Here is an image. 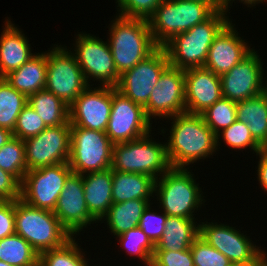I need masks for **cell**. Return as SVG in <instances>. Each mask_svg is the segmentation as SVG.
Wrapping results in <instances>:
<instances>
[{
    "instance_id": "1",
    "label": "cell",
    "mask_w": 267,
    "mask_h": 266,
    "mask_svg": "<svg viewBox=\"0 0 267 266\" xmlns=\"http://www.w3.org/2000/svg\"><path fill=\"white\" fill-rule=\"evenodd\" d=\"M170 119L173 120L166 149L172 168H189L191 163L214 155L217 135L206 125L201 114L185 112Z\"/></svg>"
},
{
    "instance_id": "2",
    "label": "cell",
    "mask_w": 267,
    "mask_h": 266,
    "mask_svg": "<svg viewBox=\"0 0 267 266\" xmlns=\"http://www.w3.org/2000/svg\"><path fill=\"white\" fill-rule=\"evenodd\" d=\"M111 23L108 43L119 75L159 47L152 37L148 20L117 15Z\"/></svg>"
},
{
    "instance_id": "3",
    "label": "cell",
    "mask_w": 267,
    "mask_h": 266,
    "mask_svg": "<svg viewBox=\"0 0 267 266\" xmlns=\"http://www.w3.org/2000/svg\"><path fill=\"white\" fill-rule=\"evenodd\" d=\"M221 10L208 20L190 30L175 35L163 47L170 66L186 70L205 65L209 48L219 32L230 22L229 16Z\"/></svg>"
},
{
    "instance_id": "4",
    "label": "cell",
    "mask_w": 267,
    "mask_h": 266,
    "mask_svg": "<svg viewBox=\"0 0 267 266\" xmlns=\"http://www.w3.org/2000/svg\"><path fill=\"white\" fill-rule=\"evenodd\" d=\"M216 10L198 0H163L148 19L155 43L163 47L175 35L208 20Z\"/></svg>"
},
{
    "instance_id": "5",
    "label": "cell",
    "mask_w": 267,
    "mask_h": 266,
    "mask_svg": "<svg viewBox=\"0 0 267 266\" xmlns=\"http://www.w3.org/2000/svg\"><path fill=\"white\" fill-rule=\"evenodd\" d=\"M15 233L39 255L63 246L72 238L53 211L33 207L21 199L15 201Z\"/></svg>"
},
{
    "instance_id": "6",
    "label": "cell",
    "mask_w": 267,
    "mask_h": 266,
    "mask_svg": "<svg viewBox=\"0 0 267 266\" xmlns=\"http://www.w3.org/2000/svg\"><path fill=\"white\" fill-rule=\"evenodd\" d=\"M188 169L171 167L155 180V196L167 216L195 219V209L198 211L205 202L194 174Z\"/></svg>"
},
{
    "instance_id": "7",
    "label": "cell",
    "mask_w": 267,
    "mask_h": 266,
    "mask_svg": "<svg viewBox=\"0 0 267 266\" xmlns=\"http://www.w3.org/2000/svg\"><path fill=\"white\" fill-rule=\"evenodd\" d=\"M150 135L114 144L111 169L149 175L155 180L166 173L171 168L166 143L153 141Z\"/></svg>"
},
{
    "instance_id": "8",
    "label": "cell",
    "mask_w": 267,
    "mask_h": 266,
    "mask_svg": "<svg viewBox=\"0 0 267 266\" xmlns=\"http://www.w3.org/2000/svg\"><path fill=\"white\" fill-rule=\"evenodd\" d=\"M113 146L106 132L71 125L68 164L81 175L110 169Z\"/></svg>"
},
{
    "instance_id": "9",
    "label": "cell",
    "mask_w": 267,
    "mask_h": 266,
    "mask_svg": "<svg viewBox=\"0 0 267 266\" xmlns=\"http://www.w3.org/2000/svg\"><path fill=\"white\" fill-rule=\"evenodd\" d=\"M48 51L45 89L70 106L90 84L71 49L54 44Z\"/></svg>"
},
{
    "instance_id": "10",
    "label": "cell",
    "mask_w": 267,
    "mask_h": 266,
    "mask_svg": "<svg viewBox=\"0 0 267 266\" xmlns=\"http://www.w3.org/2000/svg\"><path fill=\"white\" fill-rule=\"evenodd\" d=\"M199 227V236L225 255L232 264L259 266L267 258L266 252L253 244L239 229L217 222H202Z\"/></svg>"
},
{
    "instance_id": "11",
    "label": "cell",
    "mask_w": 267,
    "mask_h": 266,
    "mask_svg": "<svg viewBox=\"0 0 267 266\" xmlns=\"http://www.w3.org/2000/svg\"><path fill=\"white\" fill-rule=\"evenodd\" d=\"M73 173L68 163H59L26 172L21 182V200L53 211L67 178Z\"/></svg>"
},
{
    "instance_id": "12",
    "label": "cell",
    "mask_w": 267,
    "mask_h": 266,
    "mask_svg": "<svg viewBox=\"0 0 267 266\" xmlns=\"http://www.w3.org/2000/svg\"><path fill=\"white\" fill-rule=\"evenodd\" d=\"M73 51L82 73L89 84L90 80L99 81L100 86L116 87L120 75L113 60L110 45L91 34H77Z\"/></svg>"
},
{
    "instance_id": "13",
    "label": "cell",
    "mask_w": 267,
    "mask_h": 266,
    "mask_svg": "<svg viewBox=\"0 0 267 266\" xmlns=\"http://www.w3.org/2000/svg\"><path fill=\"white\" fill-rule=\"evenodd\" d=\"M145 108L112 87V108L106 134L113 144L134 141L151 133Z\"/></svg>"
},
{
    "instance_id": "14",
    "label": "cell",
    "mask_w": 267,
    "mask_h": 266,
    "mask_svg": "<svg viewBox=\"0 0 267 266\" xmlns=\"http://www.w3.org/2000/svg\"><path fill=\"white\" fill-rule=\"evenodd\" d=\"M27 171L68 163L71 123L47 127L38 135L24 140Z\"/></svg>"
},
{
    "instance_id": "15",
    "label": "cell",
    "mask_w": 267,
    "mask_h": 266,
    "mask_svg": "<svg viewBox=\"0 0 267 266\" xmlns=\"http://www.w3.org/2000/svg\"><path fill=\"white\" fill-rule=\"evenodd\" d=\"M164 47H158L135 67L120 75L116 89L136 104L145 107L159 77L169 66Z\"/></svg>"
},
{
    "instance_id": "16",
    "label": "cell",
    "mask_w": 267,
    "mask_h": 266,
    "mask_svg": "<svg viewBox=\"0 0 267 266\" xmlns=\"http://www.w3.org/2000/svg\"><path fill=\"white\" fill-rule=\"evenodd\" d=\"M256 52L253 49L231 70L220 76L224 98L239 102L255 97L266 90V82L263 81L266 79L263 73V62Z\"/></svg>"
},
{
    "instance_id": "17",
    "label": "cell",
    "mask_w": 267,
    "mask_h": 266,
    "mask_svg": "<svg viewBox=\"0 0 267 266\" xmlns=\"http://www.w3.org/2000/svg\"><path fill=\"white\" fill-rule=\"evenodd\" d=\"M144 108L150 120L156 116L169 119L185 113L184 70L169 65L159 77Z\"/></svg>"
},
{
    "instance_id": "18",
    "label": "cell",
    "mask_w": 267,
    "mask_h": 266,
    "mask_svg": "<svg viewBox=\"0 0 267 266\" xmlns=\"http://www.w3.org/2000/svg\"><path fill=\"white\" fill-rule=\"evenodd\" d=\"M112 108V87L89 85L69 106L71 125L105 132Z\"/></svg>"
},
{
    "instance_id": "19",
    "label": "cell",
    "mask_w": 267,
    "mask_h": 266,
    "mask_svg": "<svg viewBox=\"0 0 267 266\" xmlns=\"http://www.w3.org/2000/svg\"><path fill=\"white\" fill-rule=\"evenodd\" d=\"M84 195L83 177L72 173L60 193L55 209V216L63 227L74 237L87 225L97 221L91 216Z\"/></svg>"
},
{
    "instance_id": "20",
    "label": "cell",
    "mask_w": 267,
    "mask_h": 266,
    "mask_svg": "<svg viewBox=\"0 0 267 266\" xmlns=\"http://www.w3.org/2000/svg\"><path fill=\"white\" fill-rule=\"evenodd\" d=\"M184 76L186 113L201 114L223 97L220 76L208 68H188Z\"/></svg>"
},
{
    "instance_id": "21",
    "label": "cell",
    "mask_w": 267,
    "mask_h": 266,
    "mask_svg": "<svg viewBox=\"0 0 267 266\" xmlns=\"http://www.w3.org/2000/svg\"><path fill=\"white\" fill-rule=\"evenodd\" d=\"M230 21L215 37L209 51L205 68H208L216 75L231 70L236 64L244 59L253 49L238 36L236 28Z\"/></svg>"
},
{
    "instance_id": "22",
    "label": "cell",
    "mask_w": 267,
    "mask_h": 266,
    "mask_svg": "<svg viewBox=\"0 0 267 266\" xmlns=\"http://www.w3.org/2000/svg\"><path fill=\"white\" fill-rule=\"evenodd\" d=\"M5 28L0 36V78H4L11 71L19 69L29 61L35 53L27 37L11 20H5Z\"/></svg>"
},
{
    "instance_id": "23",
    "label": "cell",
    "mask_w": 267,
    "mask_h": 266,
    "mask_svg": "<svg viewBox=\"0 0 267 266\" xmlns=\"http://www.w3.org/2000/svg\"><path fill=\"white\" fill-rule=\"evenodd\" d=\"M82 177L88 210L97 222L102 221L113 204L112 169L87 173Z\"/></svg>"
},
{
    "instance_id": "24",
    "label": "cell",
    "mask_w": 267,
    "mask_h": 266,
    "mask_svg": "<svg viewBox=\"0 0 267 266\" xmlns=\"http://www.w3.org/2000/svg\"><path fill=\"white\" fill-rule=\"evenodd\" d=\"M47 75V52L36 53L19 69L11 71L4 78L8 83L27 98L45 89Z\"/></svg>"
},
{
    "instance_id": "25",
    "label": "cell",
    "mask_w": 267,
    "mask_h": 266,
    "mask_svg": "<svg viewBox=\"0 0 267 266\" xmlns=\"http://www.w3.org/2000/svg\"><path fill=\"white\" fill-rule=\"evenodd\" d=\"M196 223L194 219L168 216L162 238L155 245L154 251L189 249L200 235V223Z\"/></svg>"
},
{
    "instance_id": "26",
    "label": "cell",
    "mask_w": 267,
    "mask_h": 266,
    "mask_svg": "<svg viewBox=\"0 0 267 266\" xmlns=\"http://www.w3.org/2000/svg\"><path fill=\"white\" fill-rule=\"evenodd\" d=\"M155 193V179L149 175L112 170L113 203L149 199Z\"/></svg>"
},
{
    "instance_id": "27",
    "label": "cell",
    "mask_w": 267,
    "mask_h": 266,
    "mask_svg": "<svg viewBox=\"0 0 267 266\" xmlns=\"http://www.w3.org/2000/svg\"><path fill=\"white\" fill-rule=\"evenodd\" d=\"M237 120L248 125L254 140L261 146L267 138V91L237 102Z\"/></svg>"
},
{
    "instance_id": "28",
    "label": "cell",
    "mask_w": 267,
    "mask_h": 266,
    "mask_svg": "<svg viewBox=\"0 0 267 266\" xmlns=\"http://www.w3.org/2000/svg\"><path fill=\"white\" fill-rule=\"evenodd\" d=\"M150 201V199H133L113 203L102 220H106L110 232L118 236L139 225L143 211L149 206Z\"/></svg>"
},
{
    "instance_id": "29",
    "label": "cell",
    "mask_w": 267,
    "mask_h": 266,
    "mask_svg": "<svg viewBox=\"0 0 267 266\" xmlns=\"http://www.w3.org/2000/svg\"><path fill=\"white\" fill-rule=\"evenodd\" d=\"M28 105L41 117L47 127L69 122V106L47 89L30 95Z\"/></svg>"
},
{
    "instance_id": "30",
    "label": "cell",
    "mask_w": 267,
    "mask_h": 266,
    "mask_svg": "<svg viewBox=\"0 0 267 266\" xmlns=\"http://www.w3.org/2000/svg\"><path fill=\"white\" fill-rule=\"evenodd\" d=\"M0 260L12 266H39V254L16 233L0 239Z\"/></svg>"
},
{
    "instance_id": "31",
    "label": "cell",
    "mask_w": 267,
    "mask_h": 266,
    "mask_svg": "<svg viewBox=\"0 0 267 266\" xmlns=\"http://www.w3.org/2000/svg\"><path fill=\"white\" fill-rule=\"evenodd\" d=\"M28 104V98L0 78V127L14 131L17 118Z\"/></svg>"
},
{
    "instance_id": "32",
    "label": "cell",
    "mask_w": 267,
    "mask_h": 266,
    "mask_svg": "<svg viewBox=\"0 0 267 266\" xmlns=\"http://www.w3.org/2000/svg\"><path fill=\"white\" fill-rule=\"evenodd\" d=\"M82 252L75 237H72L63 246L41 253L39 266H90Z\"/></svg>"
},
{
    "instance_id": "33",
    "label": "cell",
    "mask_w": 267,
    "mask_h": 266,
    "mask_svg": "<svg viewBox=\"0 0 267 266\" xmlns=\"http://www.w3.org/2000/svg\"><path fill=\"white\" fill-rule=\"evenodd\" d=\"M0 168L22 182L27 172L24 140L13 137L0 148Z\"/></svg>"
},
{
    "instance_id": "34",
    "label": "cell",
    "mask_w": 267,
    "mask_h": 266,
    "mask_svg": "<svg viewBox=\"0 0 267 266\" xmlns=\"http://www.w3.org/2000/svg\"><path fill=\"white\" fill-rule=\"evenodd\" d=\"M121 242L122 248L130 254L137 256L146 266H151L152 257L155 250V244L149 237L137 226L116 236Z\"/></svg>"
},
{
    "instance_id": "35",
    "label": "cell",
    "mask_w": 267,
    "mask_h": 266,
    "mask_svg": "<svg viewBox=\"0 0 267 266\" xmlns=\"http://www.w3.org/2000/svg\"><path fill=\"white\" fill-rule=\"evenodd\" d=\"M201 115L206 125L217 135L237 120V102L222 97Z\"/></svg>"
},
{
    "instance_id": "36",
    "label": "cell",
    "mask_w": 267,
    "mask_h": 266,
    "mask_svg": "<svg viewBox=\"0 0 267 266\" xmlns=\"http://www.w3.org/2000/svg\"><path fill=\"white\" fill-rule=\"evenodd\" d=\"M221 133V134H220ZM224 139L223 141L232 147V149H246L251 148L256 154L260 151V145L254 140L250 133L248 125L236 120L229 127L223 129L219 134H217V149L220 146V137Z\"/></svg>"
},
{
    "instance_id": "37",
    "label": "cell",
    "mask_w": 267,
    "mask_h": 266,
    "mask_svg": "<svg viewBox=\"0 0 267 266\" xmlns=\"http://www.w3.org/2000/svg\"><path fill=\"white\" fill-rule=\"evenodd\" d=\"M194 266H231L230 260L200 236L190 247Z\"/></svg>"
},
{
    "instance_id": "38",
    "label": "cell",
    "mask_w": 267,
    "mask_h": 266,
    "mask_svg": "<svg viewBox=\"0 0 267 266\" xmlns=\"http://www.w3.org/2000/svg\"><path fill=\"white\" fill-rule=\"evenodd\" d=\"M46 128L41 117L27 104L17 118L13 137L26 140L38 135Z\"/></svg>"
},
{
    "instance_id": "39",
    "label": "cell",
    "mask_w": 267,
    "mask_h": 266,
    "mask_svg": "<svg viewBox=\"0 0 267 266\" xmlns=\"http://www.w3.org/2000/svg\"><path fill=\"white\" fill-rule=\"evenodd\" d=\"M163 0H116L118 15L148 20Z\"/></svg>"
},
{
    "instance_id": "40",
    "label": "cell",
    "mask_w": 267,
    "mask_h": 266,
    "mask_svg": "<svg viewBox=\"0 0 267 266\" xmlns=\"http://www.w3.org/2000/svg\"><path fill=\"white\" fill-rule=\"evenodd\" d=\"M150 205L151 204H149V206L143 211L138 226L156 245L162 238L168 216L164 212L161 215L153 212Z\"/></svg>"
},
{
    "instance_id": "41",
    "label": "cell",
    "mask_w": 267,
    "mask_h": 266,
    "mask_svg": "<svg viewBox=\"0 0 267 266\" xmlns=\"http://www.w3.org/2000/svg\"><path fill=\"white\" fill-rule=\"evenodd\" d=\"M151 266H194L191 250L154 251Z\"/></svg>"
},
{
    "instance_id": "42",
    "label": "cell",
    "mask_w": 267,
    "mask_h": 266,
    "mask_svg": "<svg viewBox=\"0 0 267 266\" xmlns=\"http://www.w3.org/2000/svg\"><path fill=\"white\" fill-rule=\"evenodd\" d=\"M21 198V182L0 168V201H16Z\"/></svg>"
},
{
    "instance_id": "43",
    "label": "cell",
    "mask_w": 267,
    "mask_h": 266,
    "mask_svg": "<svg viewBox=\"0 0 267 266\" xmlns=\"http://www.w3.org/2000/svg\"><path fill=\"white\" fill-rule=\"evenodd\" d=\"M15 234V201H0V239Z\"/></svg>"
},
{
    "instance_id": "44",
    "label": "cell",
    "mask_w": 267,
    "mask_h": 266,
    "mask_svg": "<svg viewBox=\"0 0 267 266\" xmlns=\"http://www.w3.org/2000/svg\"><path fill=\"white\" fill-rule=\"evenodd\" d=\"M259 155V162H258V181L262 187V189L267 191V155L261 153L260 151L256 154Z\"/></svg>"
},
{
    "instance_id": "45",
    "label": "cell",
    "mask_w": 267,
    "mask_h": 266,
    "mask_svg": "<svg viewBox=\"0 0 267 266\" xmlns=\"http://www.w3.org/2000/svg\"><path fill=\"white\" fill-rule=\"evenodd\" d=\"M233 1L235 0H219V10L225 13L228 12V9L230 8V5H232L231 3H233ZM239 1L245 5L247 4L248 7L256 6V4L258 3L267 2V0H239Z\"/></svg>"
},
{
    "instance_id": "46",
    "label": "cell",
    "mask_w": 267,
    "mask_h": 266,
    "mask_svg": "<svg viewBox=\"0 0 267 266\" xmlns=\"http://www.w3.org/2000/svg\"><path fill=\"white\" fill-rule=\"evenodd\" d=\"M13 138V132L0 127V148Z\"/></svg>"
},
{
    "instance_id": "47",
    "label": "cell",
    "mask_w": 267,
    "mask_h": 266,
    "mask_svg": "<svg viewBox=\"0 0 267 266\" xmlns=\"http://www.w3.org/2000/svg\"><path fill=\"white\" fill-rule=\"evenodd\" d=\"M210 4L216 11L219 10V0H198Z\"/></svg>"
},
{
    "instance_id": "48",
    "label": "cell",
    "mask_w": 267,
    "mask_h": 266,
    "mask_svg": "<svg viewBox=\"0 0 267 266\" xmlns=\"http://www.w3.org/2000/svg\"><path fill=\"white\" fill-rule=\"evenodd\" d=\"M260 152L267 155V138L260 146Z\"/></svg>"
},
{
    "instance_id": "49",
    "label": "cell",
    "mask_w": 267,
    "mask_h": 266,
    "mask_svg": "<svg viewBox=\"0 0 267 266\" xmlns=\"http://www.w3.org/2000/svg\"><path fill=\"white\" fill-rule=\"evenodd\" d=\"M0 266H12V265H9L8 263H5V262L0 260Z\"/></svg>"
},
{
    "instance_id": "50",
    "label": "cell",
    "mask_w": 267,
    "mask_h": 266,
    "mask_svg": "<svg viewBox=\"0 0 267 266\" xmlns=\"http://www.w3.org/2000/svg\"><path fill=\"white\" fill-rule=\"evenodd\" d=\"M259 266H267V258Z\"/></svg>"
}]
</instances>
